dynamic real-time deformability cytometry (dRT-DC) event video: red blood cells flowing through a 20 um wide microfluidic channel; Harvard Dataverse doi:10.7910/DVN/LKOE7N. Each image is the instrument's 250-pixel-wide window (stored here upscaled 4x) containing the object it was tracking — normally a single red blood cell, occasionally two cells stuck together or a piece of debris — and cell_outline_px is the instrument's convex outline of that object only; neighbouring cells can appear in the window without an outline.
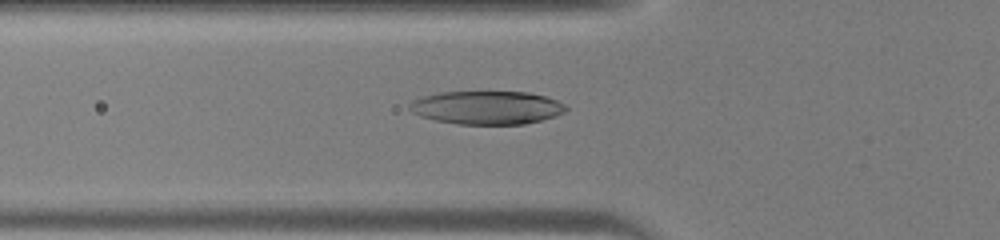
{"species": "human", "species_latin": "Homo sapiens", "temperature_condition": "warm", "stored_images_in_passage": 45, "camera_frame_rate_fps": 3000, "um_per_image_px": 0.085, "donor": {"sex": "male"}, "frame": {"image": 1, "passage_image": 17, "time_ms": 5.333, "image_size_px": [1000, 240], "cell_outline_px": [[568, 108], [564, 112], [556, 116], [524, 124], [456, 124], [436, 120], [420, 116], [412, 112], [408, 108], [408, 104], [412, 100], [424, 96], [440, 92], [528, 92], [544, 96], [556, 100], [564, 104]], "centroid_in_image_um": [41.36, 9.15], "position_along_channel_um": 84.4, "area_um2": 30.35}}
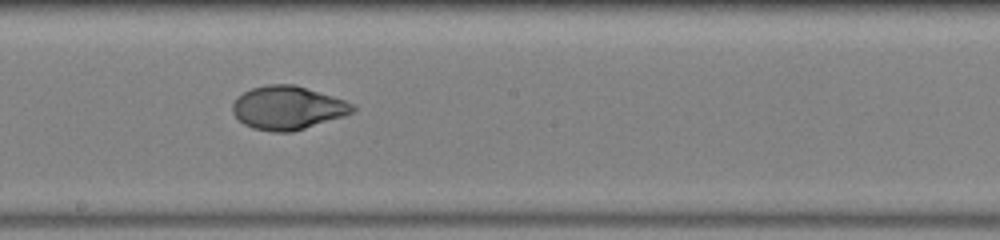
{"frame": {"image": 2, "passage_image": 26, "time_ms": 8.333, "image_size_px": [1000, 240], "cell_outline_px": [[356, 112], [344, 116], [292, 132], [272, 132], [252, 128], [244, 124], [232, 112], [232, 104], [244, 92], [252, 88], [268, 84], [292, 84], [332, 96], [356, 104]], "centroid_in_image_um": [24.48, 9.17], "position_along_channel_um": 223.7, "area_um2": 30.29}}
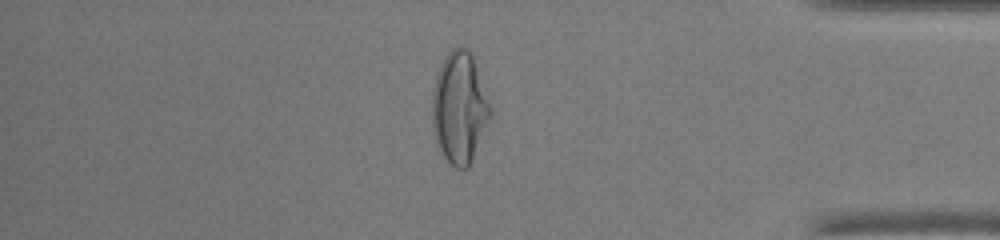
{"frame": {"image": 3, "passage_image": 39, "time_ms": 12.667, "image_size_px": [1000, 240], "cell_outline_px": [[492, 112], [468, 168], [456, 168], [444, 156], [436, 140], [432, 124], [432, 92], [436, 76], [440, 64], [444, 56], [452, 48], [460, 44], [468, 48], [472, 56], [492, 104]], "centroid_in_image_um": [39.06, 9.09], "position_along_channel_um": 396.1, "area_um2": 37.69}}